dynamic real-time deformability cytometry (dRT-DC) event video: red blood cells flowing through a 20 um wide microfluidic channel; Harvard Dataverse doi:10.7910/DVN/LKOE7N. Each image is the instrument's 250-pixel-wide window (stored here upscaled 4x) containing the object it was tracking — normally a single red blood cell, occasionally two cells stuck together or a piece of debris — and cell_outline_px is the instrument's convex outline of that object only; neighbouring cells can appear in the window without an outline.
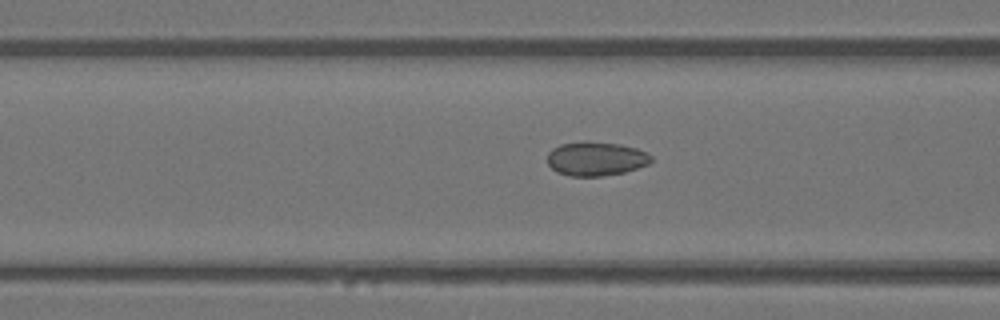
{"species": "Egyptian fruit bat (a non-hibernating species)", "species_latin": "Rousettus aegyptiacus", "temperature_condition": "warm", "stored_images_in_passage": 23, "camera_frame_rate_fps": 3000, "um_per_image_px": 0.085, "animal": {"sex": "female"}, "frame": {"image": 1, "passage_image": 19, "time_ms": 6.0, "image_size_px": [1000, 320], "cell_outline_px": [[652, 160], [648, 164], [624, 172], [600, 176], [568, 176], [556, 172], [548, 164], [548, 152], [552, 148], [560, 144], [584, 140], [620, 144], [636, 148], [652, 156]], "centroid_in_image_um": [50.61, 13.48], "position_along_channel_um": 116.0, "area_um2": 20.69}}
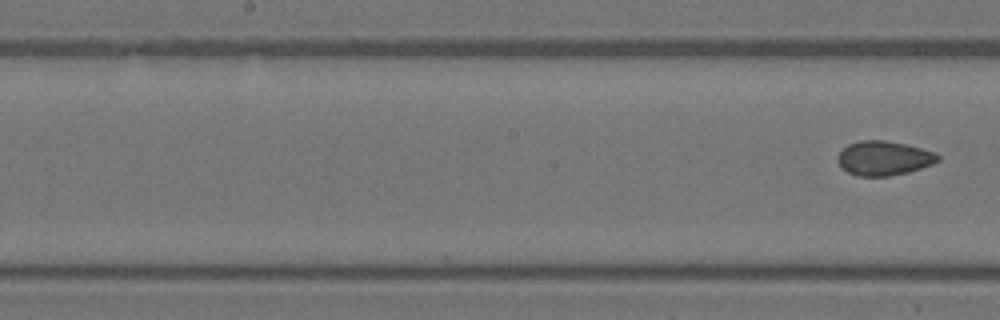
{"frame": {"image": 2, "passage_image": 23, "time_ms": 7.333, "image_size_px": [1000, 320], "cell_outline_px": [[940, 160], [932, 164], [908, 172], [888, 176], [860, 176], [848, 172], [840, 168], [836, 160], [836, 156], [848, 144], [860, 140], [884, 140], [908, 144], [932, 152], [940, 156]], "centroid_in_image_um": [75.08, 13.44], "position_along_channel_um": 173.1, "area_um2": 20.11}}